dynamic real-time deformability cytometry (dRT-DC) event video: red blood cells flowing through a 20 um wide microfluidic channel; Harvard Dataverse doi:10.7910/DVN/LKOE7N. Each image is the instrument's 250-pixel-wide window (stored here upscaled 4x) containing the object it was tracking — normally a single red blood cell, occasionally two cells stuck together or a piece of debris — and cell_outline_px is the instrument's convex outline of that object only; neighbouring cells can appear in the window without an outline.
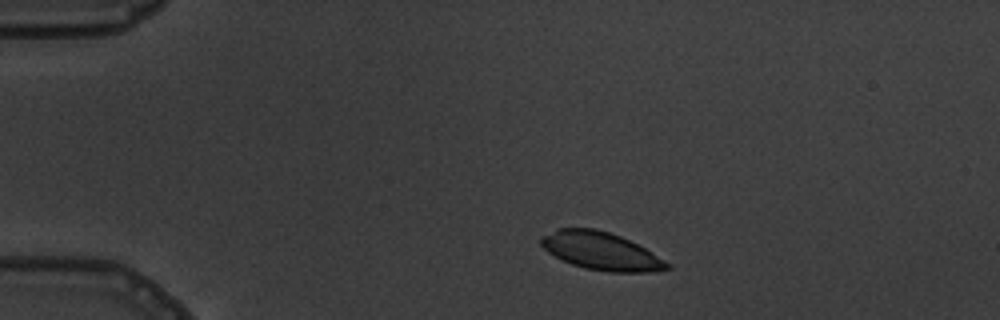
{"species": "common noctule bat (a hibernating species)", "species_latin": "Nyctalus noctula", "temperature_condition": "warm", "stored_images_in_passage": 3, "camera_frame_rate_fps": 3000, "um_per_image_px": 0.085, "animal": {"sex": "male", "body_mass_g": 19.5, "forearm_length_mm": 54.6}, "frame": {"image": 1, "passage_image": 1, "time_ms": 0.0, "image_size_px": [1000, 320], "cell_outline_px": [[672, 268], [652, 272], [608, 272], [584, 268], [572, 264], [548, 252], [540, 244], [540, 236], [556, 228], [596, 228], [620, 236], [644, 248], [672, 264]], "centroid_in_image_um": [51.08, 21.34], "position_along_channel_um": 33.9, "area_um2": 27.74}}